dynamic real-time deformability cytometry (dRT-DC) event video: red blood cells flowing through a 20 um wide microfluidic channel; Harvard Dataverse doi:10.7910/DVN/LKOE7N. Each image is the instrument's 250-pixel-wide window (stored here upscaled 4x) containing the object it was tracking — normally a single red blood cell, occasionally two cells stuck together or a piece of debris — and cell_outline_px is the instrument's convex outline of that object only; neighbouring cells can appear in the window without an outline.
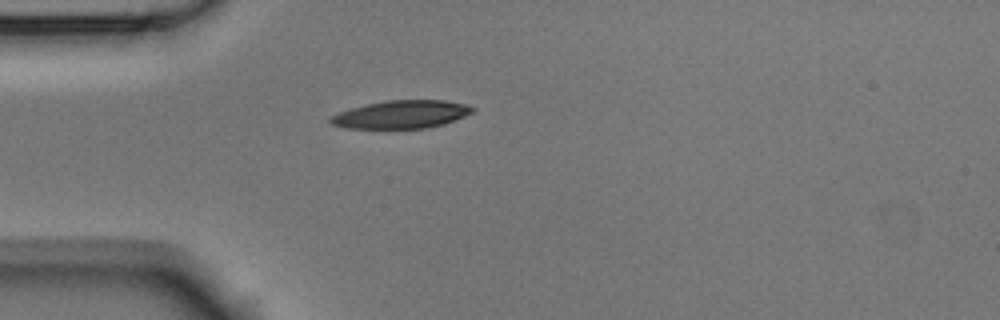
{"species": "Egyptian fruit bat (a non-hibernating species)", "species_latin": "Rousettus aegyptiacus", "temperature_condition": "room temperature", "stored_images_in_passage": 4, "camera_frame_rate_fps": 3000, "um_per_image_px": 0.085, "animal": {"sex": "male"}, "frame": {"image": 1, "passage_image": 4, "time_ms": 1.0, "image_size_px": [1000, 320], "cell_outline_px": [[476, 108], [472, 112], [464, 116], [444, 124], [424, 128], [344, 128], [332, 124], [328, 120], [332, 116], [340, 112], [352, 108], [368, 104], [388, 100], [444, 100], [464, 104]], "centroid_in_image_um": [34.12, 9.72], "position_along_channel_um": 50.9, "area_um2": 22.83}}